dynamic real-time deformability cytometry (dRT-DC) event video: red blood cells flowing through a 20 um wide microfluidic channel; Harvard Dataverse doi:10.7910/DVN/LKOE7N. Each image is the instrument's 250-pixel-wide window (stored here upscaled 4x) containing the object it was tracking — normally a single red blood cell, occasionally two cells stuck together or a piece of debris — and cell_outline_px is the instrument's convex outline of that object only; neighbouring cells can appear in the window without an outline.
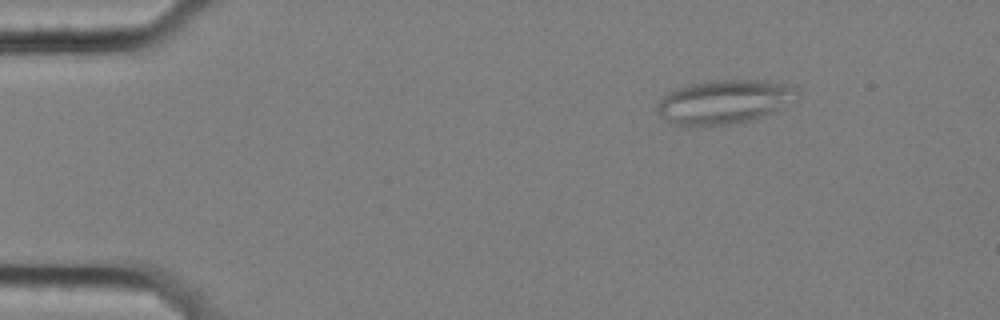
{"species": "common noctule bat (a hibernating species)", "species_latin": "Nyctalus noctula", "temperature_condition": "cold", "stored_images_in_passage": 57, "camera_frame_rate_fps": 3000, "um_per_image_px": 0.085, "animal": {"sex": "female", "body_mass_g": 25.1}, "frame": {"image": 1, "passage_image": 8, "time_ms": 2.333, "image_size_px": [1000, 320], "cell_outline_px": [[796, 100], [760, 116], [736, 124], [692, 128], [668, 124], [656, 112], [656, 104], [668, 92], [676, 88], [688, 84], [716, 80], [764, 80], [780, 84], [792, 88], [796, 92]], "centroid_in_image_um": [61.39, 8.7], "position_along_channel_um": 23.6, "area_um2": 36.01}}
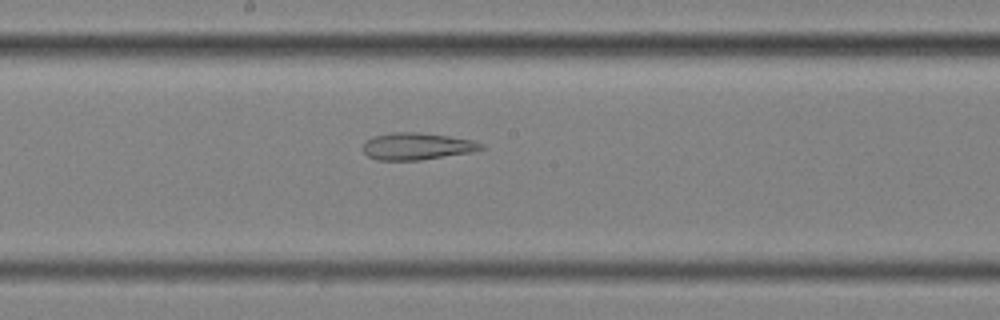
{"frame": {"image": 2, "passage_image": 31, "time_ms": 10.0, "image_size_px": [1000, 320], "cell_outline_px": [[484, 148], [472, 152], [420, 160], [376, 160], [368, 156], [360, 148], [372, 136], [392, 132], [416, 132], [448, 136], [472, 140], [484, 144]], "centroid_in_image_um": [35.41, 12.43], "position_along_channel_um": 212.8, "area_um2": 18.61}}
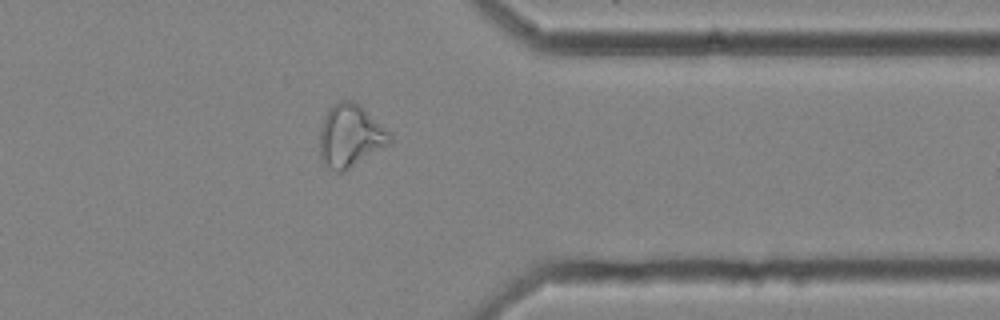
{"frame": {"image": 3, "passage_image": 46, "time_ms": 15.0, "image_size_px": [1000, 320], "cell_outline_px": [[392, 140], [388, 144], [344, 172], [336, 172], [328, 168], [324, 164], [320, 156], [320, 128], [324, 116], [328, 108], [332, 104], [340, 100], [352, 100], [364, 108], [392, 136]], "centroid_in_image_um": [29.73, 11.54], "position_along_channel_um": 381.7, "area_um2": 25.43}, "authors_computed_cell_mechanics": {"area_um2": 26.7036, "velocity_mm_per_s": 3.5177, "shape_relaxation_time_tau1_ms": null, "shape_relaxation_time_tau2_ms": 4.4313, "deformation_change_tau1": null, "deformation_change_tau2": 0.1245}}